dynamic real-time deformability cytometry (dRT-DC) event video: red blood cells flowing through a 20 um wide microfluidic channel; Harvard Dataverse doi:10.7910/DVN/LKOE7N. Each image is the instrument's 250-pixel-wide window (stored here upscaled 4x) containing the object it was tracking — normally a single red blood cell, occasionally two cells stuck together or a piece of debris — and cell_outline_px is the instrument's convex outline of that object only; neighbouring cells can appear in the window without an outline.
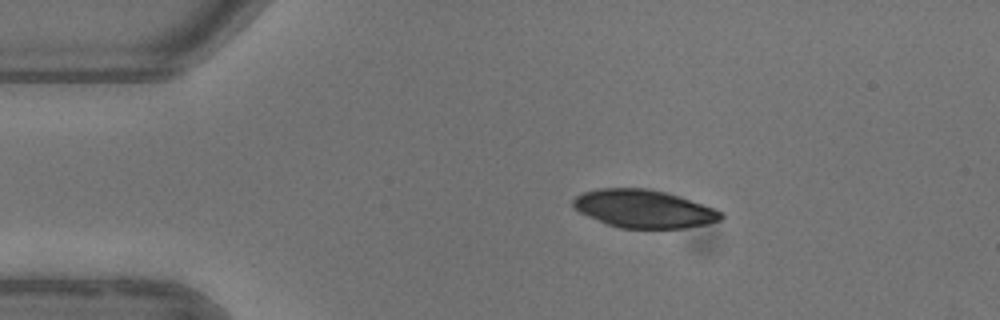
{"species": "common noctule bat (a hibernating species)", "species_latin": "Nyctalus noctula", "temperature_condition": "warm", "stored_images_in_passage": 3, "camera_frame_rate_fps": 3000, "um_per_image_px": 0.085, "animal": {"sex": "female"}, "frame": {"image": 1, "passage_image": 1, "time_ms": 0.0, "image_size_px": [1000, 320], "cell_outline_px": [[724, 216], [720, 220], [704, 224], [684, 228], [620, 228], [608, 224], [588, 216], [580, 212], [572, 204], [572, 200], [576, 196], [584, 192], [600, 188], [648, 188], [668, 192], [680, 196], [724, 212]], "centroid_in_image_um": [54.74, 17.74], "position_along_channel_um": 30.3, "area_um2": 32.6}}